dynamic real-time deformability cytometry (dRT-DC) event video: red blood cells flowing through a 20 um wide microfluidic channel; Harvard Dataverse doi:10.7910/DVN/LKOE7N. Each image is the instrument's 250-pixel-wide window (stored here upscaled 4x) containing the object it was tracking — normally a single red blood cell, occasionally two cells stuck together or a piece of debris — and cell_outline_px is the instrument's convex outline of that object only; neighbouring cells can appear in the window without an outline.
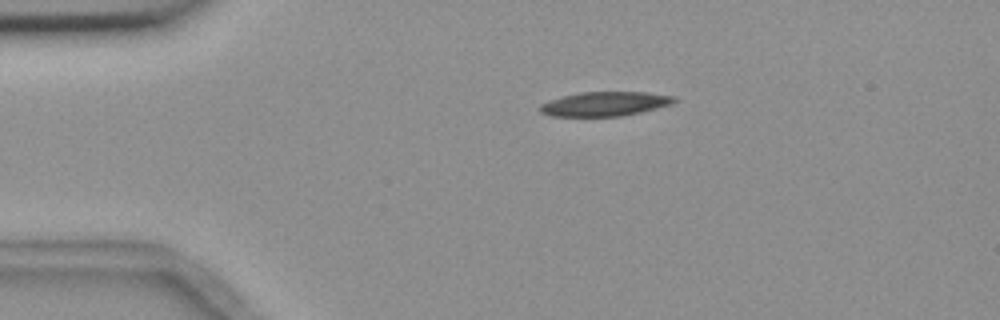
{"species": "common noctule bat (a hibernating species)", "species_latin": "Nyctalus noctula", "temperature_condition": "room temperature", "stored_images_in_passage": 4, "camera_frame_rate_fps": 3000, "um_per_image_px": 0.085, "animal": {"sex": "female", "body_mass_g": 18.4}, "frame": {"image": 1, "passage_image": 1, "time_ms": 0.0, "image_size_px": [1000, 320], "cell_outline_px": [[680, 100], [672, 104], [640, 112], [620, 116], [548, 116], [540, 112], [540, 104], [564, 96], [580, 92], [648, 92], [676, 96]], "centroid_in_image_um": [51.47, 8.82], "position_along_channel_um": 33.5, "area_um2": 19.02}}
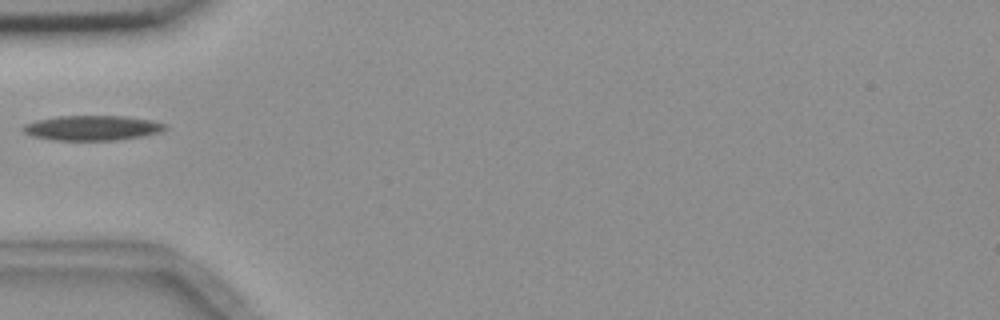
{"frame": {"image": 2, "passage_image": 3, "time_ms": 2.333, "image_size_px": [1000, 320], "cell_outline_px": [[168, 128], [160, 132], [140, 136], [116, 140], [52, 140], [32, 136], [24, 132], [20, 128], [24, 124], [36, 120], [56, 116], [124, 116], [152, 120], [164, 124]], "centroid_in_image_um": [7.79, 10.87], "position_along_channel_um": 77.2, "area_um2": 20.63}}